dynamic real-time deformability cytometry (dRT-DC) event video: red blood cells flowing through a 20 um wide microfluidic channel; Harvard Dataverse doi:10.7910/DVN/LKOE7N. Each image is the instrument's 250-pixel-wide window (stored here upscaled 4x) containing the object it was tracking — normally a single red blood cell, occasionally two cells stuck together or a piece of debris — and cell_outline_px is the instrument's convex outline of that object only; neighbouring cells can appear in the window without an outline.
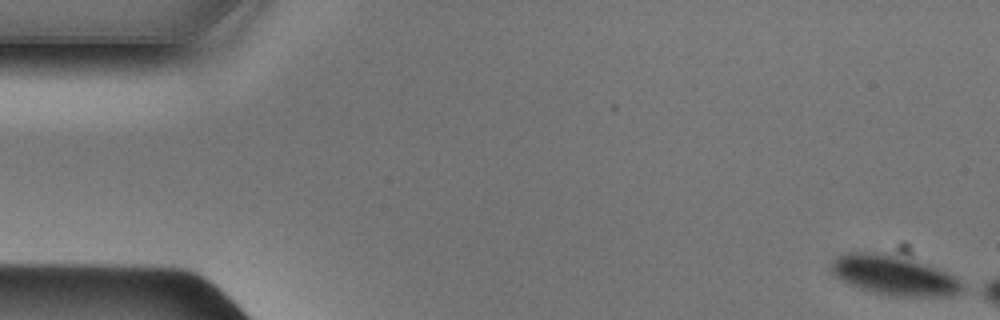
{"species": "Egyptian fruit bat (a non-hibernating species)", "species_latin": "Rousettus aegyptiacus", "temperature_condition": "cold", "stored_images_in_passage": 7, "camera_frame_rate_fps": 3000, "um_per_image_px": 0.085, "animal": {"sex": "male"}, "frame": {"image": 1, "passage_image": 1, "time_ms": 0.0, "image_size_px": [1000, 320], "cell_outline_px": [[968, 288], [960, 292], [948, 296], [888, 296], [872, 292], [848, 284], [836, 276], [832, 268], [832, 260], [836, 256], [844, 252], [888, 252], [916, 260], [948, 272]], "centroid_in_image_um": [76.01, 23.38], "position_along_channel_um": 9.0, "area_um2": 30.63}}